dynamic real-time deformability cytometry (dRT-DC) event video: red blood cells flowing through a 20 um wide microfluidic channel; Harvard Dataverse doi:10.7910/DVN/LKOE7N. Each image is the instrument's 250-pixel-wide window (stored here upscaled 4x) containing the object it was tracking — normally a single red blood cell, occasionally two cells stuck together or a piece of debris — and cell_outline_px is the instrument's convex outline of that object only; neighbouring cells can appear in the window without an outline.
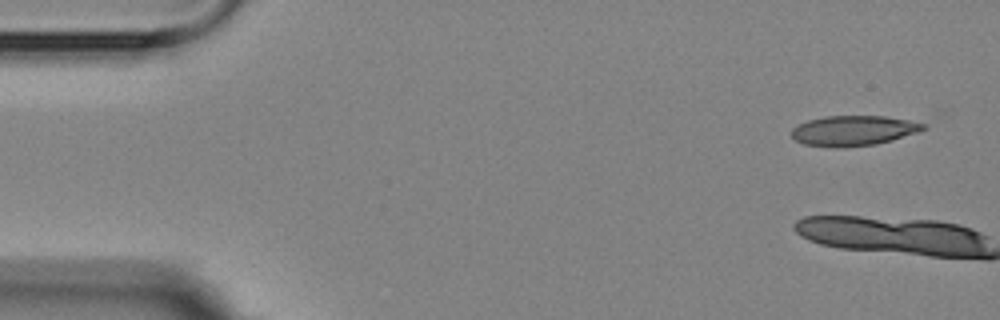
{"species": "Egyptian fruit bat (a non-hibernating species)", "species_latin": "Rousettus aegyptiacus", "temperature_condition": "room temperature", "stored_images_in_passage": 6, "camera_frame_rate_fps": 3000, "um_per_image_px": 0.085, "animal": {"sex": "female"}, "frame": {"image": 1, "passage_image": 1, "time_ms": 0.0, "image_size_px": [1000, 320], "cell_outline_px": [[928, 128], [892, 140], [876, 144], [844, 148], [836, 148], [804, 144], [796, 140], [792, 136], [792, 128], [808, 120], [824, 116], [884, 116], [908, 120], [928, 124]], "centroid_in_image_um": [72.56, 11.11], "position_along_channel_um": 12.4, "area_um2": 23.18}}